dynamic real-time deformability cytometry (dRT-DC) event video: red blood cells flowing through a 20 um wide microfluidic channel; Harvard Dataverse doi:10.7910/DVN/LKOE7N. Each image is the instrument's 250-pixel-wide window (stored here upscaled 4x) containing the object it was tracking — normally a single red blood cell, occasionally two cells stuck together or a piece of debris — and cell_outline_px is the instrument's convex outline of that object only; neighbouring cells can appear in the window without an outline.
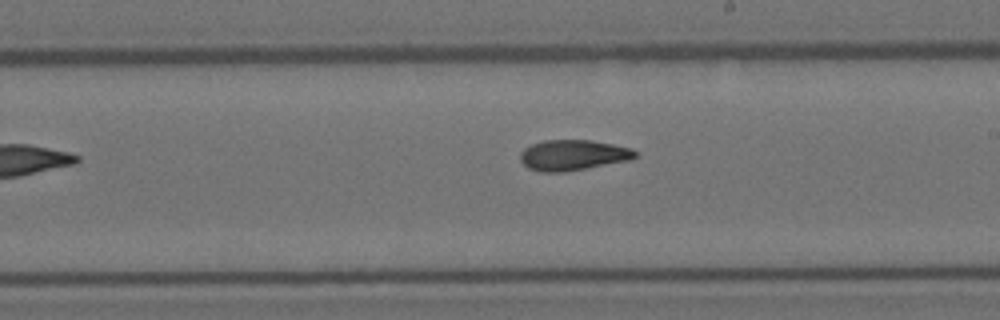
{"species": "Egyptian fruit bat (a non-hibernating species)", "species_latin": "Rousettus aegyptiacus", "temperature_condition": "room temperature", "stored_images_in_passage": 9, "camera_frame_rate_fps": 3000, "um_per_image_px": 0.085, "animal": {"sex": "female"}, "frame": {"image": 1, "passage_image": 9, "time_ms": 2.667, "image_size_px": [1000, 320], "cell_outline_px": [[636, 156], [632, 160], [564, 172], [540, 172], [528, 168], [520, 160], [520, 152], [524, 148], [532, 144], [544, 140], [592, 140], [632, 148], [636, 152]], "centroid_in_image_um": [48.7, 13.18], "position_along_channel_um": 240.3, "area_um2": 20.58}}